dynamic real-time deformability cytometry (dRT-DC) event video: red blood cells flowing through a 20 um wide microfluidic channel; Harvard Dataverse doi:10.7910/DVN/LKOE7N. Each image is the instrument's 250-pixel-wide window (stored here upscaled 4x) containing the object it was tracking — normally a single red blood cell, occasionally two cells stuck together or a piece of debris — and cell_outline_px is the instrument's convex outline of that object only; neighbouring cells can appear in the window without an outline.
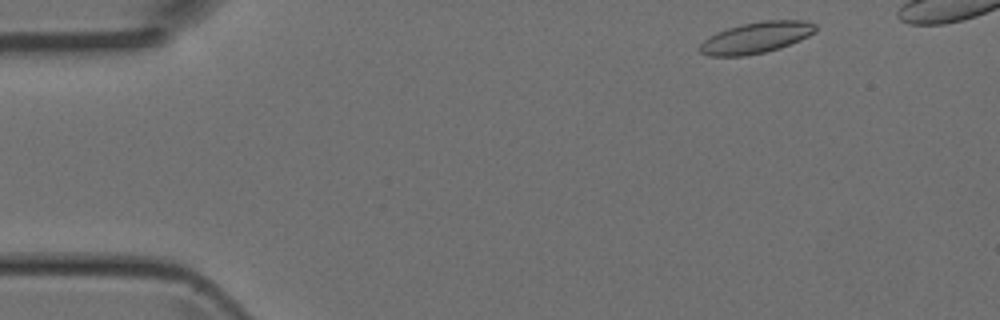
{"species": "Egyptian fruit bat (a non-hibernating species)", "species_latin": "Rousettus aegyptiacus", "temperature_condition": "room temperature", "stored_images_in_passage": 39, "camera_frame_rate_fps": 3000, "um_per_image_px": 0.085, "animal": {"sex": "female"}, "frame": {"image": 1, "passage_image": 2, "time_ms": 0.333, "image_size_px": [1000, 320], "cell_outline_px": [[816, 32], [800, 40], [780, 48], [748, 56], [708, 56], [700, 52], [696, 48], [708, 36], [716, 32], [740, 24], [764, 20], [804, 20], [816, 24]], "centroid_in_image_um": [64.24, 3.2], "position_along_channel_um": 20.8, "area_um2": 21.33}}
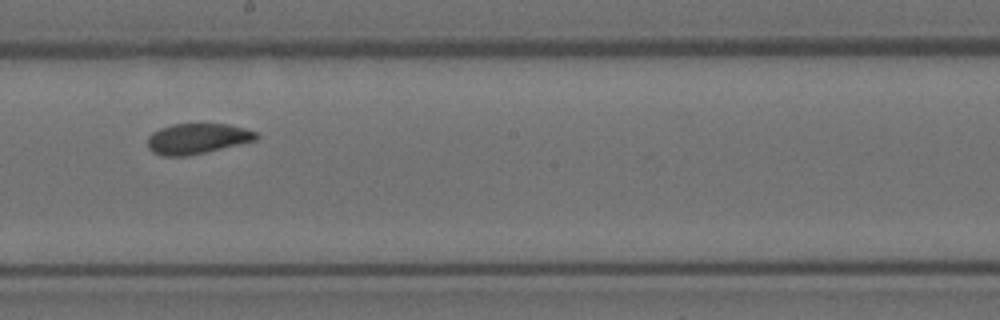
{"frame": {"image": 2, "passage_image": 23, "time_ms": 7.333, "image_size_px": [1000, 320], "cell_outline_px": [[260, 136], [256, 140], [188, 156], [164, 156], [152, 152], [148, 148], [148, 136], [152, 132], [160, 128], [172, 124], [228, 124], [244, 128], [256, 132]], "centroid_in_image_um": [16.75, 11.78], "position_along_channel_um": 231.5, "area_um2": 19.25}}
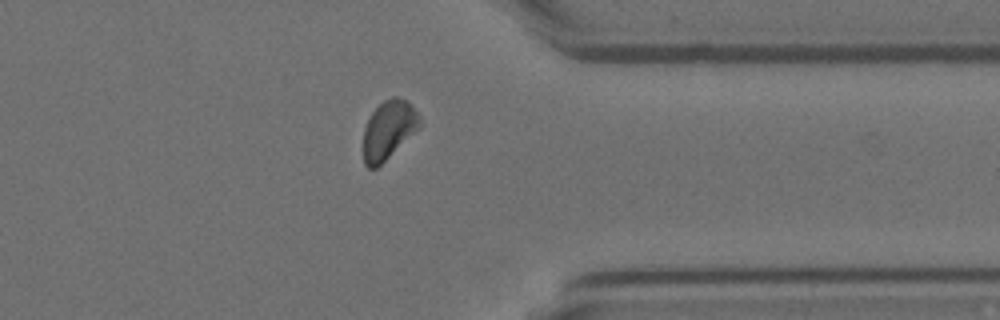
{"frame": {"image": 3, "passage_image": 34, "time_ms": 11.0, "image_size_px": [1000, 320], "cell_outline_px": [[424, 124], [420, 128], [376, 168], [368, 168], [364, 164], [364, 128], [372, 112], [384, 100], [392, 96], [396, 96], [404, 100], [420, 116]], "centroid_in_image_um": [33.04, 11.04], "position_along_channel_um": 378.4, "area_um2": 19.02}}